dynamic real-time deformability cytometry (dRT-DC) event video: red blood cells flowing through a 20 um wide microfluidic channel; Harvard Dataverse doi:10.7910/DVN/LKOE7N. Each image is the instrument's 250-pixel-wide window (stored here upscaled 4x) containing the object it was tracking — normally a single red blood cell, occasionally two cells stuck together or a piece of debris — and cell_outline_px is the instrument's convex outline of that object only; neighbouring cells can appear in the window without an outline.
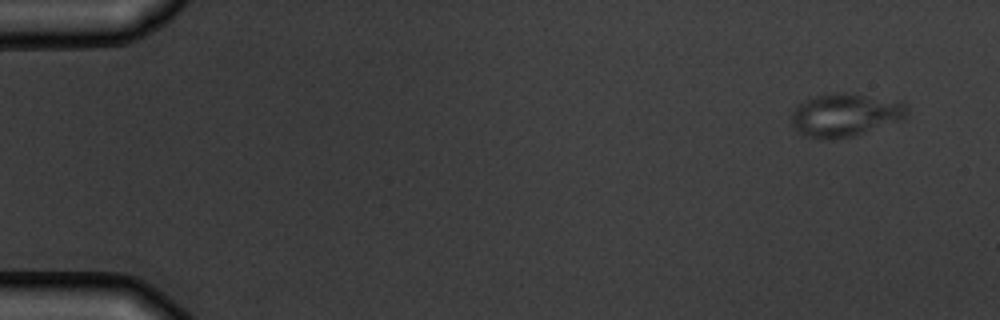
{"species": "common noctule bat (a hibernating species)", "species_latin": "Nyctalus noctula", "temperature_condition": "warm", "stored_images_in_passage": 5, "segment_of_instrument_passage": [1, 2], "camera_frame_rate_fps": 3000, "um_per_image_px": 0.085, "animal": {"sex": "male", "body_mass_g": 19.5, "forearm_length_mm": 54.6}, "frame": {"image": 1, "passage_image": 1, "time_ms": 0.0, "image_size_px": [1000, 320], "cell_outline_px": [[908, 116], [904, 120], [852, 136], [828, 140], [804, 136], [796, 132], [792, 124], [792, 112], [804, 100], [828, 92], [844, 92], [904, 100], [908, 108]], "centroid_in_image_um": [71.9, 9.76], "position_along_channel_um": 13.1, "area_um2": 29.71}}